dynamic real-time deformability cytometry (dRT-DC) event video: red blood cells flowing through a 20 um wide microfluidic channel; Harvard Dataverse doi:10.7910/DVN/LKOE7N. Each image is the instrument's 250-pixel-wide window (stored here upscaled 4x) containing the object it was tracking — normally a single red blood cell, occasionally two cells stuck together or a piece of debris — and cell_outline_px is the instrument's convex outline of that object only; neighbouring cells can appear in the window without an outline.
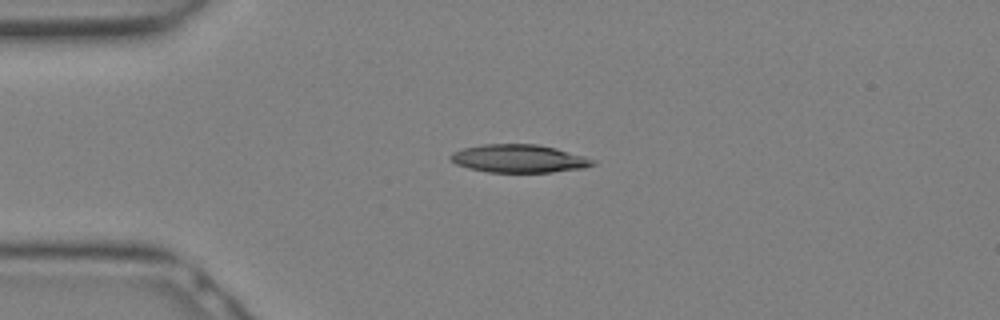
{"species": "Egyptian fruit bat (a non-hibernating species)", "species_latin": "Rousettus aegyptiacus", "temperature_condition": "warm", "stored_images_in_passage": 8, "camera_frame_rate_fps": 3000, "um_per_image_px": 0.085, "animal": {"sex": "female"}, "frame": {"image": 1, "passage_image": 1, "time_ms": 0.0, "image_size_px": [1000, 320], "cell_outline_px": [[596, 164], [584, 168], [552, 172], [488, 172], [468, 168], [456, 164], [448, 156], [452, 152], [464, 148], [484, 144], [536, 144], [556, 148], [584, 156], [596, 160]], "centroid_in_image_um": [44.12, 13.48], "position_along_channel_um": 40.9, "area_um2": 23.24}}
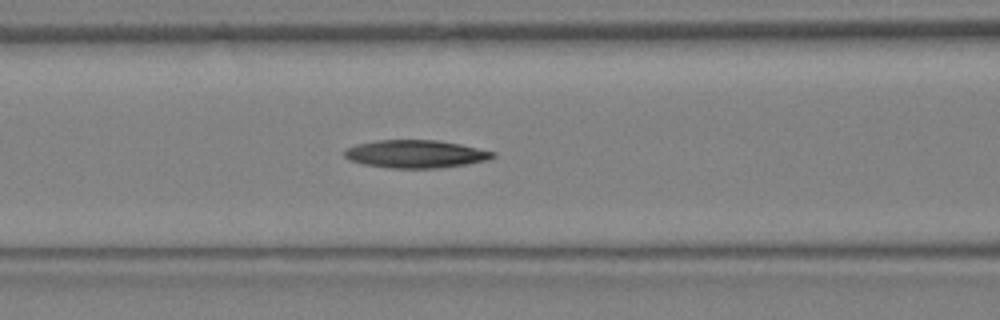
{"frame": {"image": 2, "passage_image": 6, "time_ms": 1.667, "image_size_px": [1000, 320], "cell_outline_px": [[496, 156], [488, 160], [468, 164], [436, 168], [388, 168], [364, 164], [352, 160], [344, 156], [344, 148], [356, 144], [376, 140], [440, 140], [460, 144], [496, 152]], "centroid_in_image_um": [35.34, 13.08], "position_along_channel_um": 131.3, "area_um2": 24.22}}
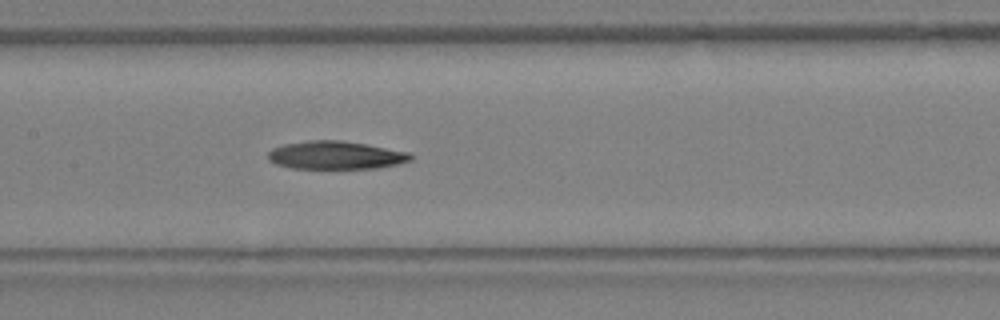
{"frame": {"image": 3, "passage_image": 8, "time_ms": 2.333, "image_size_px": [1000, 320], "cell_outline_px": [[412, 160], [396, 164], [376, 168], [292, 168], [276, 164], [268, 160], [268, 152], [272, 148], [284, 144], [308, 140], [340, 140], [364, 144], [408, 152], [412, 156]], "centroid_in_image_um": [28.49, 13.19], "position_along_channel_um": 178.9, "area_um2": 23.12}}